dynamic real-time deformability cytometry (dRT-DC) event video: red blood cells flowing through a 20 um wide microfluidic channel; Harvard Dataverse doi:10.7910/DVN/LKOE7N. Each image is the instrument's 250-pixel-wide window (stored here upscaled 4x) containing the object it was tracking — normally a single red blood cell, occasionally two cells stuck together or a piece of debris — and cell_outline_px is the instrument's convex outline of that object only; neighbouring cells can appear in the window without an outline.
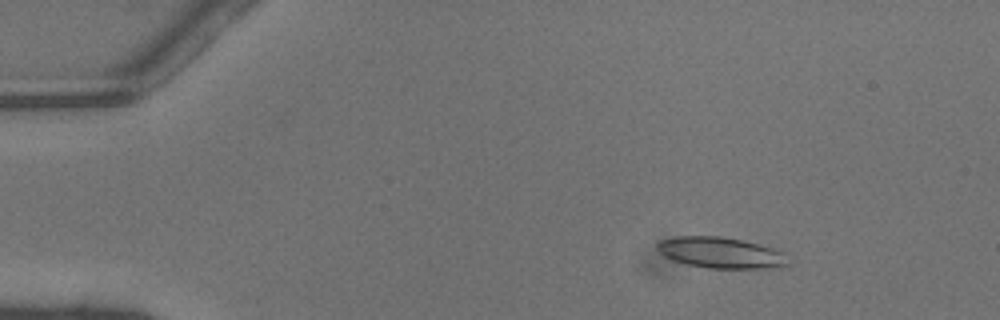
{"species": "common noctule bat (a hibernating species)", "species_latin": "Nyctalus noctula", "temperature_condition": "warm", "stored_images_in_passage": 47, "camera_frame_rate_fps": 3000, "um_per_image_px": 0.085, "animal": {"sex": "male", "body_mass_g": 13.3}, "frame": {"image": 1, "passage_image": 7, "time_ms": 2.0, "image_size_px": [1000, 320], "cell_outline_px": [[788, 268], [708, 268], [688, 264], [672, 260], [664, 256], [656, 248], [656, 244], [660, 240], [676, 236], [720, 236], [744, 240], [772, 248], [784, 252], [788, 264]], "centroid_in_image_um": [61.28, 21.48], "position_along_channel_um": 23.7, "area_um2": 23.81}}
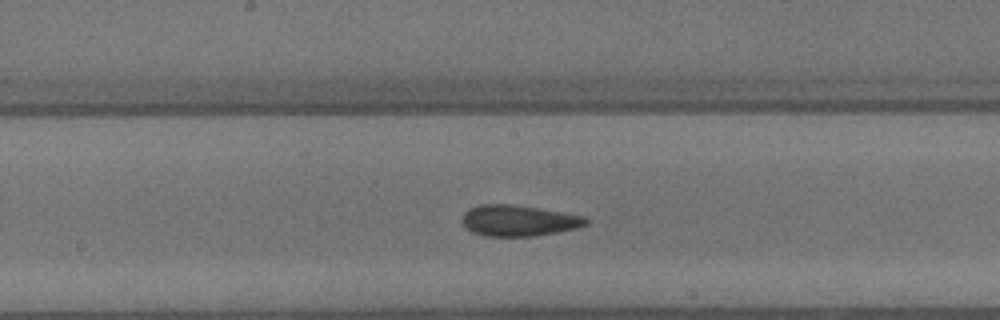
{"frame": {"image": 2, "passage_image": 25, "time_ms": 8.0, "image_size_px": [1000, 320], "cell_outline_px": [[588, 224], [576, 228], [536, 236], [484, 236], [472, 232], [460, 220], [464, 212], [468, 208], [480, 204], [512, 204], [564, 212], [584, 216], [588, 220]], "centroid_in_image_um": [44.06, 18.74], "position_along_channel_um": 204.1, "area_um2": 22.48}}
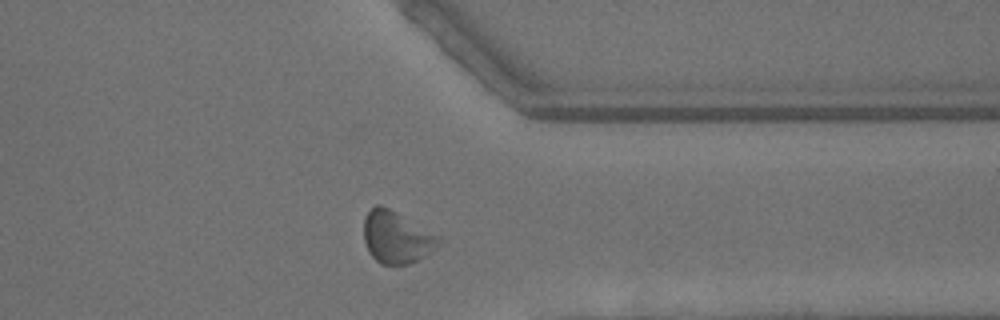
{"frame": {"image": 3, "passage_image": 37, "time_ms": 12.0, "image_size_px": [1000, 320], "cell_outline_px": [[444, 240], [436, 248], [412, 264], [380, 264], [368, 252], [364, 240], [364, 216], [376, 204], [380, 204], [388, 208]], "centroid_in_image_um": [33.67, 20.19], "position_along_channel_um": 377.7, "area_um2": 22.37}, "authors_computed_cell_mechanics": {"area_um2": 22.0796, "velocity_mm_per_s": 4.4458, "shape_relaxation_time_tau1_ms": 4.2151, "shape_relaxation_time_tau2_ms": 2.371, "deformation_change_tau1": 0.0986, "deformation_change_tau2": 0.1008}}